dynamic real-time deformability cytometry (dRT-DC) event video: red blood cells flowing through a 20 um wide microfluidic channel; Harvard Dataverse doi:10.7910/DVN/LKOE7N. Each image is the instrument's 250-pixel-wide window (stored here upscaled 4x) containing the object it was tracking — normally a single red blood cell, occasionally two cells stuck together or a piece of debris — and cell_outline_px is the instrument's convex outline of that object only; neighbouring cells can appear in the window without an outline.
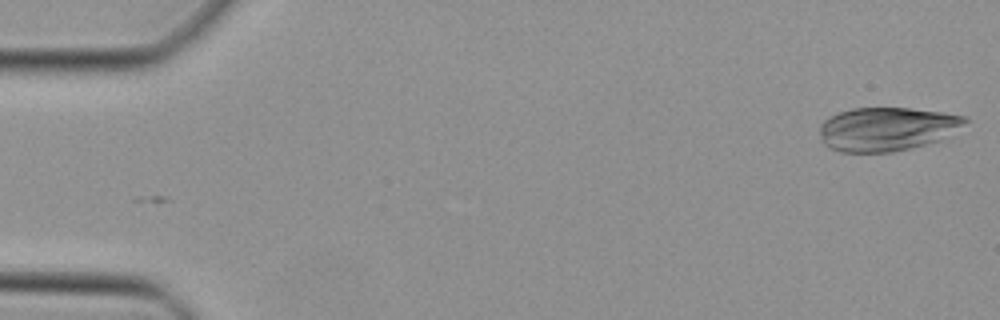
{"species": "Egyptian fruit bat (a non-hibernating species)", "species_latin": "Rousettus aegyptiacus", "temperature_condition": "cold", "stored_images_in_passage": 46, "camera_frame_rate_fps": 3000, "um_per_image_px": 0.085, "animal": {"sex": "female"}, "frame": {"image": 1, "passage_image": 1, "time_ms": 0.0, "image_size_px": [1000, 320], "cell_outline_px": [[968, 120], [940, 140], [912, 148], [892, 152], [840, 152], [828, 148], [824, 144], [820, 136], [820, 124], [824, 120], [840, 112], [852, 108], [908, 108], [940, 112], [968, 116]], "centroid_in_image_um": [75.34, 10.97], "position_along_channel_um": 9.7, "area_um2": 36.82}}
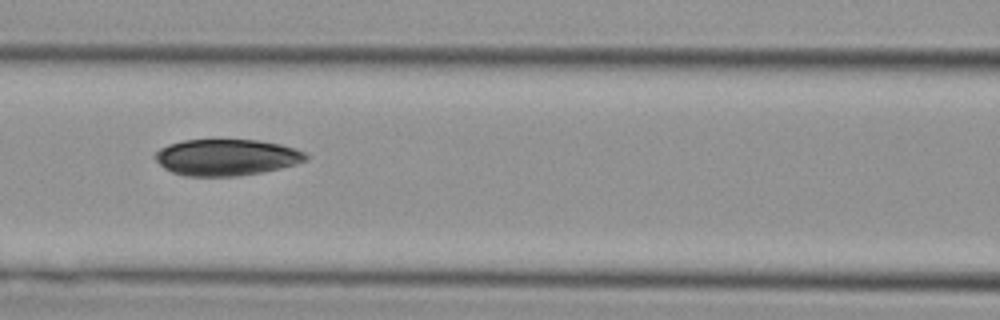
{"frame": {"image": 2, "passage_image": 20, "time_ms": 6.333, "image_size_px": [1000, 320], "cell_outline_px": [[308, 160], [296, 164], [280, 168], [260, 172], [236, 176], [184, 176], [172, 172], [164, 168], [152, 156], [160, 148], [168, 144], [184, 140], [260, 140], [280, 144], [296, 148], [304, 152], [308, 156]], "centroid_in_image_um": [19.24, 13.37], "position_along_channel_um": 147.4, "area_um2": 32.02}}
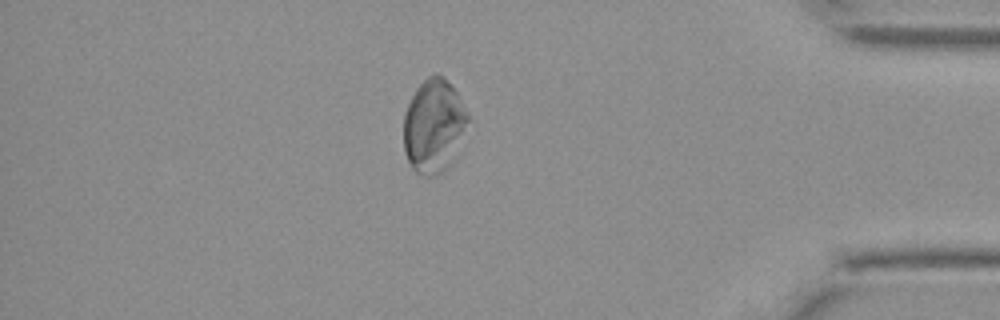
{"frame": {"image": 3, "passage_image": 40, "time_ms": 13.0, "image_size_px": [1000, 320], "cell_outline_px": [[472, 120], [448, 164], [440, 172], [432, 176], [420, 176], [412, 168], [408, 160], [404, 148], [404, 112], [416, 88], [428, 76], [436, 72], [444, 76], [452, 84], [468, 112]], "centroid_in_image_um": [36.88, 10.64], "position_along_channel_um": 398.3, "area_um2": 35.14}}